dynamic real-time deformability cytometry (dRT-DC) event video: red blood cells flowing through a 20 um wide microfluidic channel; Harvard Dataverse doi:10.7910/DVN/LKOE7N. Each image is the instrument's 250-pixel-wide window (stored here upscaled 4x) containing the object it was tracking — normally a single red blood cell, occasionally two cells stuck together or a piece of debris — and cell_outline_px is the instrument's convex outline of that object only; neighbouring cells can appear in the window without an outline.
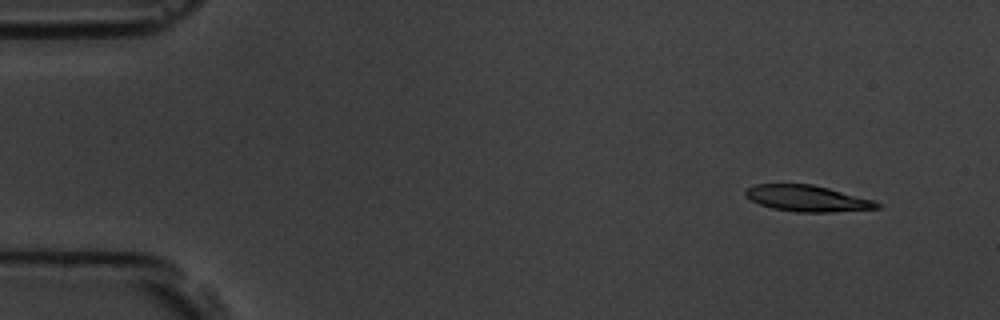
{"species": "common noctule bat (a hibernating species)", "species_latin": "Nyctalus noctula", "temperature_condition": "room temperature", "stored_images_in_passage": 5, "camera_frame_rate_fps": 3000, "um_per_image_px": 0.085, "animal": {"sex": "male", "body_mass_g": 19.5, "forearm_length_mm": 54.6}, "frame": {"image": 1, "passage_image": 1, "time_ms": 0.0, "image_size_px": [1000, 320], "cell_outline_px": [[880, 208], [832, 212], [796, 212], [772, 208], [760, 204], [744, 196], [744, 188], [756, 184], [812, 184], [828, 188], [872, 200], [880, 204]], "centroid_in_image_um": [68.55, 16.86], "position_along_channel_um": 16.4, "area_um2": 19.94}}